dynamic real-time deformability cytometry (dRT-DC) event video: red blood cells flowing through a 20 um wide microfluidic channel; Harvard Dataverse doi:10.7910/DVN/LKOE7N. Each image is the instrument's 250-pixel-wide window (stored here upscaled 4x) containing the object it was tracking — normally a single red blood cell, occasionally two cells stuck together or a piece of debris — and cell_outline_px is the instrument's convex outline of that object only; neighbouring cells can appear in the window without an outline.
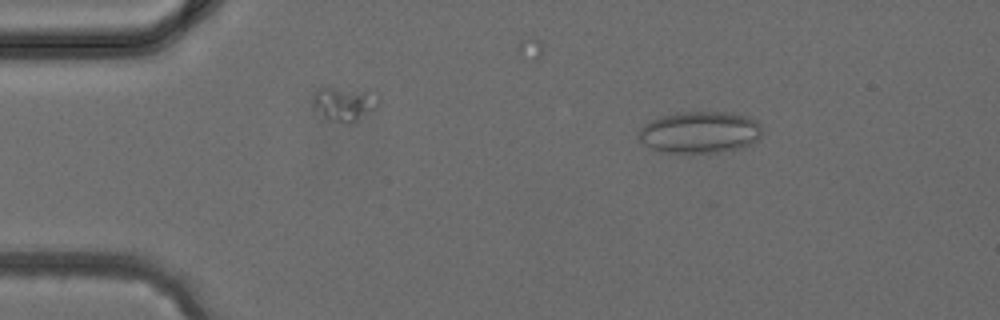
{"species": "common noctule bat (a hibernating species)", "species_latin": "Nyctalus noctula", "temperature_condition": "cold", "stored_images_in_passage": 37, "camera_frame_rate_fps": 3000, "um_per_image_px": 0.085, "animal": {"sex": "female", "body_mass_g": 24.6, "forearm_length_mm": 56.2}, "frame": {"image": 1, "passage_image": 5, "time_ms": 1.333, "image_size_px": [1000, 320], "cell_outline_px": [[760, 136], [756, 140], [740, 148], [716, 152], [660, 152], [644, 144], [636, 136], [636, 132], [644, 124], [660, 116], [676, 112], [736, 112], [748, 116], [756, 120], [760, 124]], "centroid_in_image_um": [59.44, 11.22], "position_along_channel_um": 25.6, "area_um2": 30.11}}
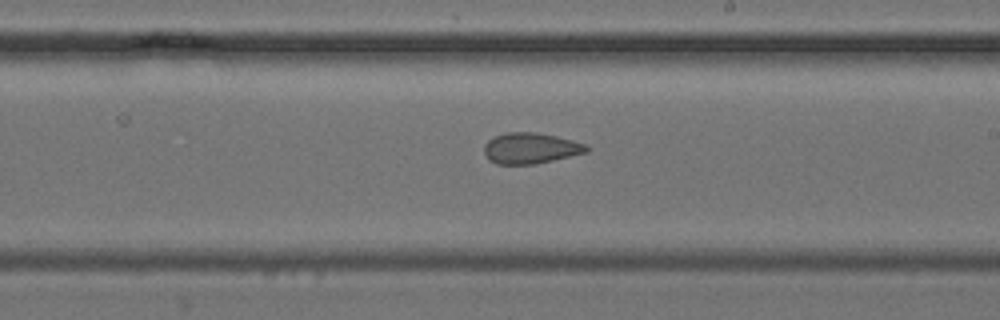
{"frame": {"image": 2, "passage_image": 21, "time_ms": 6.667, "image_size_px": [1000, 320], "cell_outline_px": [[588, 152], [536, 164], [496, 164], [488, 160], [484, 152], [484, 144], [488, 140], [504, 132], [532, 132], [556, 136], [588, 144]], "centroid_in_image_um": [45.09, 12.6], "position_along_channel_um": 243.9, "area_um2": 18.5}}
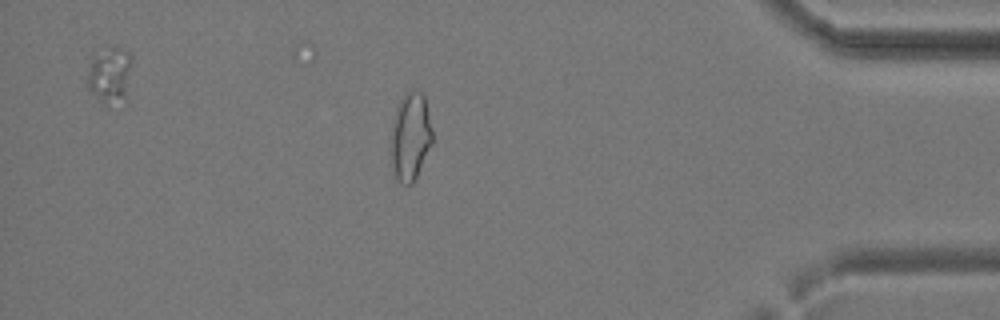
{"frame": {"image": 3, "passage_image": 32, "time_ms": 10.333, "image_size_px": [1000, 320], "cell_outline_px": [[432, 144], [412, 184], [400, 184], [396, 180], [388, 152], [392, 120], [396, 108], [400, 100], [408, 92], [420, 92], [424, 96], [432, 132]], "centroid_in_image_um": [34.82, 11.67], "position_along_channel_um": 400.4, "area_um2": 21.44}}